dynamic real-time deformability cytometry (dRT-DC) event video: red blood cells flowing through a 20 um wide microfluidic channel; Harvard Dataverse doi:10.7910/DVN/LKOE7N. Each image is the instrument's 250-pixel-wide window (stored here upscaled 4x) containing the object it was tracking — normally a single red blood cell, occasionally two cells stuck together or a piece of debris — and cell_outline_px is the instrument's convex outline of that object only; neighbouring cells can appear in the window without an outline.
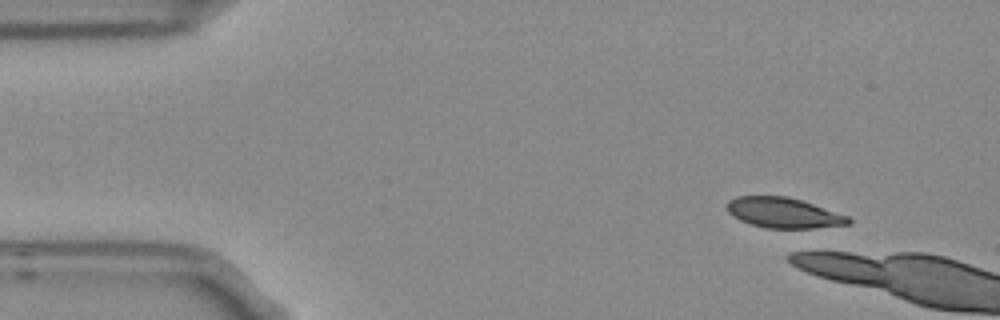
{"species": "Egyptian fruit bat (a non-hibernating species)", "species_latin": "Rousettus aegyptiacus", "temperature_condition": "room temperature", "stored_images_in_passage": 1, "camera_frame_rate_fps": 3000, "um_per_image_px": 0.085, "frame": {"image": 1, "passage_image": 1, "time_ms": 0.0, "image_size_px": [1000, 320], "cell_outline_px": [[852, 224], [812, 228], [764, 228], [740, 220], [732, 216], [728, 212], [728, 200], [736, 196], [788, 196], [848, 216], [852, 220]], "centroid_in_image_um": [66.59, 18.09], "position_along_channel_um": 18.4, "area_um2": 21.33}}